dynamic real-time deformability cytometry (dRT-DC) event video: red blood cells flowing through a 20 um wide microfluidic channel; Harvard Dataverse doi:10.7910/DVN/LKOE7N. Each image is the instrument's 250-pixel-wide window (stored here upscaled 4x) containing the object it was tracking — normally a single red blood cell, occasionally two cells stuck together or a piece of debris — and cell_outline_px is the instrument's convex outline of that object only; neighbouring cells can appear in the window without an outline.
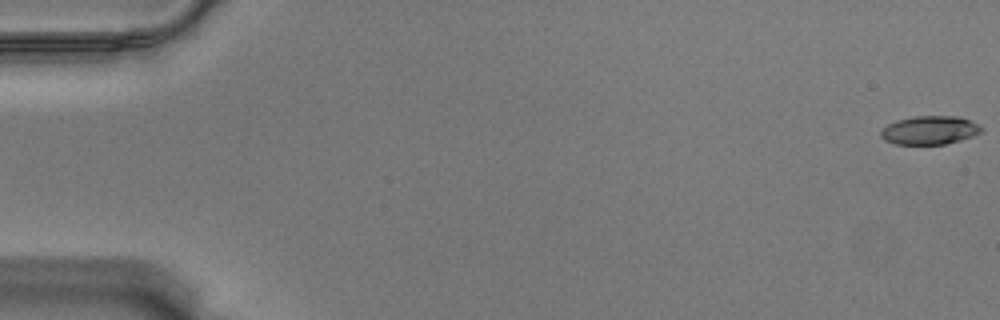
{"species": "Egyptian fruit bat (a non-hibernating species)", "species_latin": "Rousettus aegyptiacus", "temperature_condition": "warm", "stored_images_in_passage": 14, "camera_frame_rate_fps": 3000, "um_per_image_px": 0.085, "animal": {"sex": "male"}, "frame": {"image": 1, "passage_image": 1, "time_ms": 0.0, "image_size_px": [1000, 320], "cell_outline_px": [[984, 128], [980, 132], [972, 136], [960, 140], [944, 144], [896, 144], [884, 140], [880, 136], [880, 132], [888, 124], [896, 120], [916, 116], [960, 116]], "centroid_in_image_um": [79.0, 11.06], "position_along_channel_um": 6.0, "area_um2": 16.59}}